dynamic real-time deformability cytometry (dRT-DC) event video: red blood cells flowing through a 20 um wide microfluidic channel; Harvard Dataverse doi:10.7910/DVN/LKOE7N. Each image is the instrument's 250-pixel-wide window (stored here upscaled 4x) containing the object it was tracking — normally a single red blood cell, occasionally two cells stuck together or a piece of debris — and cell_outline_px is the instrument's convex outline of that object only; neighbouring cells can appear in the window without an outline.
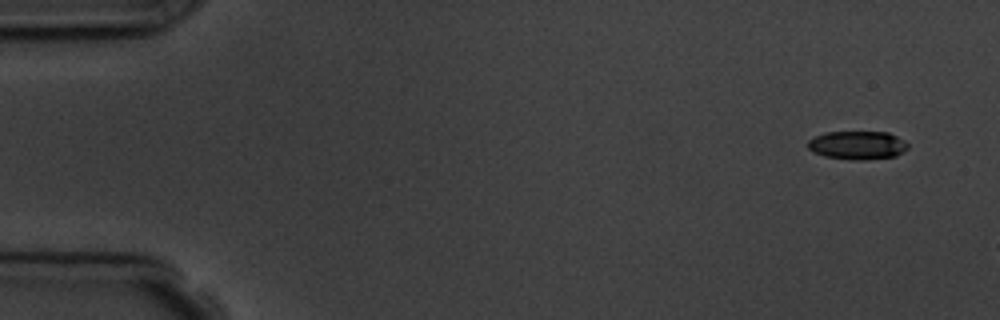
{"species": "common noctule bat (a hibernating species)", "species_latin": "Nyctalus noctula", "temperature_condition": "room temperature", "stored_images_in_passage": 3, "camera_frame_rate_fps": 3000, "um_per_image_px": 0.085, "animal": {"sex": "male", "body_mass_g": 19.5, "forearm_length_mm": 54.6}, "frame": {"image": 1, "passage_image": 1, "time_ms": 0.0, "image_size_px": [1000, 320], "cell_outline_px": [[908, 148], [904, 152], [896, 156], [868, 160], [852, 160], [824, 156], [812, 152], [808, 148], [808, 140], [824, 132], [888, 132], [904, 140], [908, 144]], "centroid_in_image_um": [72.89, 12.35], "position_along_channel_um": 12.1, "area_um2": 16.76}}